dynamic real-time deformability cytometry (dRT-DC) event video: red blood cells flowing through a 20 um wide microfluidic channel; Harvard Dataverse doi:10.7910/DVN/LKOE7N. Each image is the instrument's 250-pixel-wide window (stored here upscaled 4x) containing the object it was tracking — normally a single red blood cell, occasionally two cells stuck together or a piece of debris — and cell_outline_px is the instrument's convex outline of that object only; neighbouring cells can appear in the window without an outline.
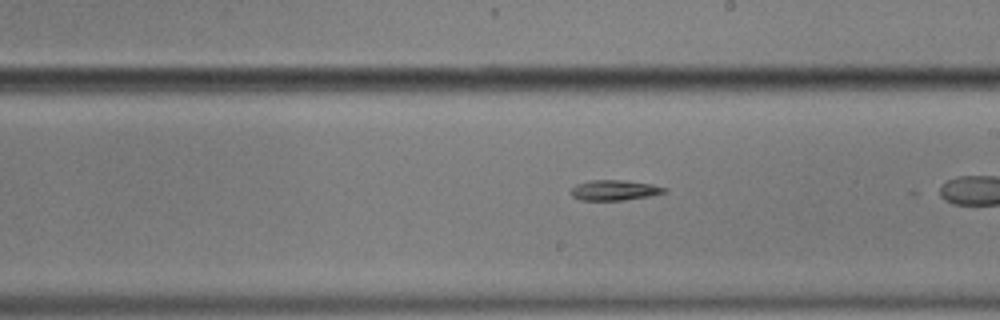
{"species": "common noctule bat (a hibernating species)", "species_latin": "Nyctalus noctula", "temperature_condition": "cold", "stored_images_in_passage": 31, "camera_frame_rate_fps": 3000, "um_per_image_px": 0.085, "animal": {"sex": "male", "body_mass_g": 17.9}, "frame": {"image": 1, "passage_image": 18, "time_ms": 5.667, "image_size_px": [1000, 320], "cell_outline_px": [[668, 192], [648, 196], [624, 200], [580, 200], [572, 196], [568, 192], [576, 184], [592, 180], [620, 180], [652, 184], [668, 188]], "centroid_in_image_um": [52.22, 16.17], "position_along_channel_um": 236.8, "area_um2": 11.1}}